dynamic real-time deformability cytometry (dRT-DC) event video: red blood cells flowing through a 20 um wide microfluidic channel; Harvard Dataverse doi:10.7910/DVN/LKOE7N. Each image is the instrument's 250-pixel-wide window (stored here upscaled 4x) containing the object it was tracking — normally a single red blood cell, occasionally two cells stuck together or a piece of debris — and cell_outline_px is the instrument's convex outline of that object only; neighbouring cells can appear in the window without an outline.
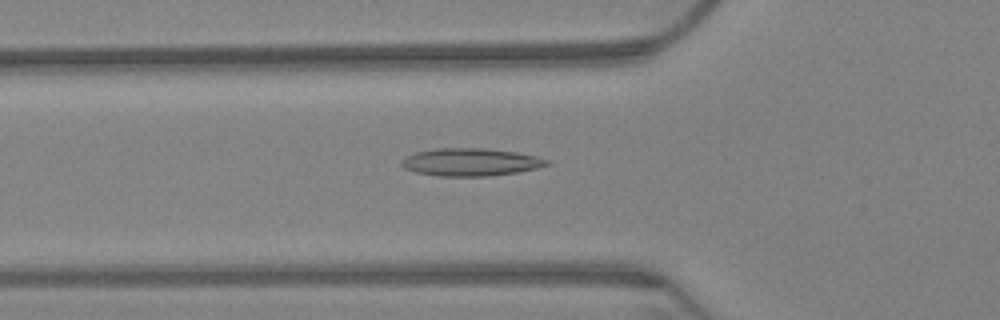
{"species": "Egyptian fruit bat (a non-hibernating species)", "species_latin": "Rousettus aegyptiacus", "temperature_condition": "warm", "stored_images_in_passage": 66, "camera_frame_rate_fps": 3000, "um_per_image_px": 0.085, "animal": {"sex": "female"}, "frame": {"image": 1, "passage_image": 23, "time_ms": 7.333, "image_size_px": [1000, 320], "cell_outline_px": [[552, 164], [536, 168], [516, 172], [488, 176], [440, 176], [416, 172], [404, 168], [400, 164], [400, 160], [404, 156], [416, 152], [436, 148], [484, 148], [516, 152], [536, 156], [552, 160]], "centroid_in_image_um": [40.0, 13.77], "position_along_channel_um": 85.8, "area_um2": 23.58}}
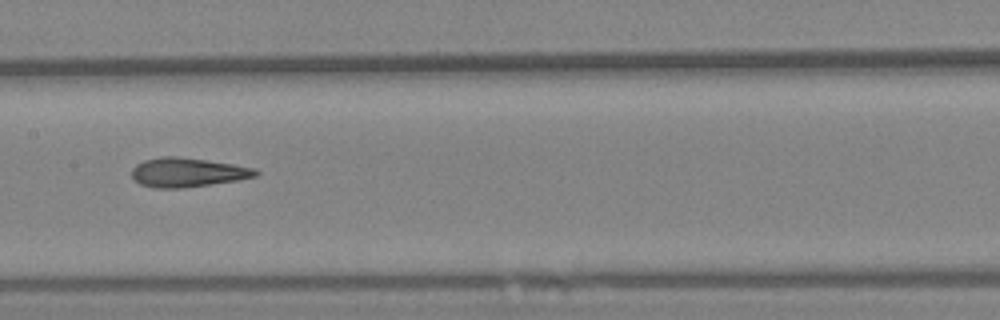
{"frame": {"image": 2, "passage_image": 33, "time_ms": 10.667, "image_size_px": [1000, 320], "cell_outline_px": [[260, 172], [256, 176], [236, 180], [184, 188], [152, 188], [140, 184], [132, 176], [132, 168], [136, 164], [144, 160], [160, 156], [180, 156], [232, 164], [256, 168]], "centroid_in_image_um": [15.92, 14.65], "position_along_channel_um": 191.5, "area_um2": 21.1}}
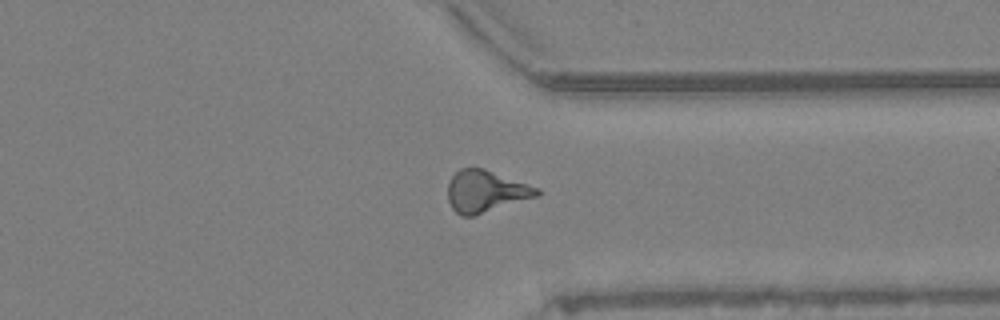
{"frame": {"image": 3, "passage_image": 50, "time_ms": 16.333, "image_size_px": [1000, 320], "cell_outline_px": [[544, 192], [540, 196], [472, 216], [460, 216], [452, 208], [448, 200], [448, 184], [452, 176], [460, 168], [484, 168], [540, 188]], "centroid_in_image_um": [41.33, 16.26], "position_along_channel_um": 370.1, "area_um2": 21.91}}